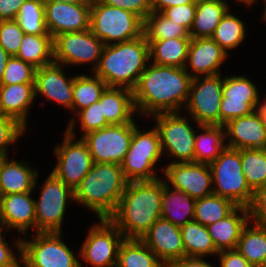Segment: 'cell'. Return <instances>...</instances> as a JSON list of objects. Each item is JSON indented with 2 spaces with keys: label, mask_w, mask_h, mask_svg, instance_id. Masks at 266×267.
<instances>
[{
  "label": "cell",
  "mask_w": 266,
  "mask_h": 267,
  "mask_svg": "<svg viewBox=\"0 0 266 267\" xmlns=\"http://www.w3.org/2000/svg\"><path fill=\"white\" fill-rule=\"evenodd\" d=\"M193 78L184 68L149 62L133 89L139 119L159 113L182 112Z\"/></svg>",
  "instance_id": "1"
},
{
  "label": "cell",
  "mask_w": 266,
  "mask_h": 267,
  "mask_svg": "<svg viewBox=\"0 0 266 267\" xmlns=\"http://www.w3.org/2000/svg\"><path fill=\"white\" fill-rule=\"evenodd\" d=\"M163 178L128 182L115 212L108 218L125 239H141L161 218Z\"/></svg>",
  "instance_id": "2"
},
{
  "label": "cell",
  "mask_w": 266,
  "mask_h": 267,
  "mask_svg": "<svg viewBox=\"0 0 266 267\" xmlns=\"http://www.w3.org/2000/svg\"><path fill=\"white\" fill-rule=\"evenodd\" d=\"M128 181L116 163H94L74 191V203L90 210L96 219L109 218L116 210Z\"/></svg>",
  "instance_id": "3"
},
{
  "label": "cell",
  "mask_w": 266,
  "mask_h": 267,
  "mask_svg": "<svg viewBox=\"0 0 266 267\" xmlns=\"http://www.w3.org/2000/svg\"><path fill=\"white\" fill-rule=\"evenodd\" d=\"M149 62V44L143 34L130 41L104 45L99 64L93 73L108 87L133 90Z\"/></svg>",
  "instance_id": "4"
},
{
  "label": "cell",
  "mask_w": 266,
  "mask_h": 267,
  "mask_svg": "<svg viewBox=\"0 0 266 267\" xmlns=\"http://www.w3.org/2000/svg\"><path fill=\"white\" fill-rule=\"evenodd\" d=\"M136 121L138 119L134 120L130 147L121 164L124 177L128 182L159 179L164 169V166L159 165L163 163L161 160L164 157L158 129L154 125L150 130L145 127L140 129Z\"/></svg>",
  "instance_id": "5"
},
{
  "label": "cell",
  "mask_w": 266,
  "mask_h": 267,
  "mask_svg": "<svg viewBox=\"0 0 266 267\" xmlns=\"http://www.w3.org/2000/svg\"><path fill=\"white\" fill-rule=\"evenodd\" d=\"M150 118L158 129L163 157L169 160L164 164L194 162L196 127L199 124L182 112L159 113Z\"/></svg>",
  "instance_id": "6"
},
{
  "label": "cell",
  "mask_w": 266,
  "mask_h": 267,
  "mask_svg": "<svg viewBox=\"0 0 266 267\" xmlns=\"http://www.w3.org/2000/svg\"><path fill=\"white\" fill-rule=\"evenodd\" d=\"M64 232H36L21 237L23 267H80L79 249L64 242ZM29 238V239H28Z\"/></svg>",
  "instance_id": "7"
},
{
  "label": "cell",
  "mask_w": 266,
  "mask_h": 267,
  "mask_svg": "<svg viewBox=\"0 0 266 267\" xmlns=\"http://www.w3.org/2000/svg\"><path fill=\"white\" fill-rule=\"evenodd\" d=\"M144 21L134 13L92 0L90 30L104 45L130 41L143 35Z\"/></svg>",
  "instance_id": "8"
},
{
  "label": "cell",
  "mask_w": 266,
  "mask_h": 267,
  "mask_svg": "<svg viewBox=\"0 0 266 267\" xmlns=\"http://www.w3.org/2000/svg\"><path fill=\"white\" fill-rule=\"evenodd\" d=\"M209 167L213 194L227 198L237 206L248 207L251 204L253 191L242 171L241 150L226 146Z\"/></svg>",
  "instance_id": "9"
},
{
  "label": "cell",
  "mask_w": 266,
  "mask_h": 267,
  "mask_svg": "<svg viewBox=\"0 0 266 267\" xmlns=\"http://www.w3.org/2000/svg\"><path fill=\"white\" fill-rule=\"evenodd\" d=\"M39 192L38 200L37 198L34 200L35 233L63 232L67 206L74 203V191L50 172Z\"/></svg>",
  "instance_id": "10"
},
{
  "label": "cell",
  "mask_w": 266,
  "mask_h": 267,
  "mask_svg": "<svg viewBox=\"0 0 266 267\" xmlns=\"http://www.w3.org/2000/svg\"><path fill=\"white\" fill-rule=\"evenodd\" d=\"M97 221L80 244V267H116L118 250L125 237L108 218Z\"/></svg>",
  "instance_id": "11"
},
{
  "label": "cell",
  "mask_w": 266,
  "mask_h": 267,
  "mask_svg": "<svg viewBox=\"0 0 266 267\" xmlns=\"http://www.w3.org/2000/svg\"><path fill=\"white\" fill-rule=\"evenodd\" d=\"M103 47L104 43L90 29L64 33L53 38V60L68 68L90 64L89 71L94 72Z\"/></svg>",
  "instance_id": "12"
},
{
  "label": "cell",
  "mask_w": 266,
  "mask_h": 267,
  "mask_svg": "<svg viewBox=\"0 0 266 267\" xmlns=\"http://www.w3.org/2000/svg\"><path fill=\"white\" fill-rule=\"evenodd\" d=\"M62 142L53 148L57 158L52 173L72 191L79 186L94 164L93 158L82 138L77 139L64 130ZM76 139V140H75Z\"/></svg>",
  "instance_id": "13"
},
{
  "label": "cell",
  "mask_w": 266,
  "mask_h": 267,
  "mask_svg": "<svg viewBox=\"0 0 266 267\" xmlns=\"http://www.w3.org/2000/svg\"><path fill=\"white\" fill-rule=\"evenodd\" d=\"M223 91V74L200 76L192 80L183 113L199 125L220 126V103Z\"/></svg>",
  "instance_id": "14"
},
{
  "label": "cell",
  "mask_w": 266,
  "mask_h": 267,
  "mask_svg": "<svg viewBox=\"0 0 266 267\" xmlns=\"http://www.w3.org/2000/svg\"><path fill=\"white\" fill-rule=\"evenodd\" d=\"M133 131L134 121L126 124H110L81 138L86 143L94 163L121 165L130 147Z\"/></svg>",
  "instance_id": "15"
},
{
  "label": "cell",
  "mask_w": 266,
  "mask_h": 267,
  "mask_svg": "<svg viewBox=\"0 0 266 267\" xmlns=\"http://www.w3.org/2000/svg\"><path fill=\"white\" fill-rule=\"evenodd\" d=\"M248 76L223 75V91L220 103V126L228 121L254 112L260 105L262 95Z\"/></svg>",
  "instance_id": "16"
},
{
  "label": "cell",
  "mask_w": 266,
  "mask_h": 267,
  "mask_svg": "<svg viewBox=\"0 0 266 267\" xmlns=\"http://www.w3.org/2000/svg\"><path fill=\"white\" fill-rule=\"evenodd\" d=\"M162 178L171 188L181 190L194 199L213 194L209 164L198 162L164 164Z\"/></svg>",
  "instance_id": "17"
},
{
  "label": "cell",
  "mask_w": 266,
  "mask_h": 267,
  "mask_svg": "<svg viewBox=\"0 0 266 267\" xmlns=\"http://www.w3.org/2000/svg\"><path fill=\"white\" fill-rule=\"evenodd\" d=\"M67 68L53 62L36 69L35 72V99L43 98L44 101L56 103L63 109L70 111L73 104V85L75 75H67Z\"/></svg>",
  "instance_id": "18"
},
{
  "label": "cell",
  "mask_w": 266,
  "mask_h": 267,
  "mask_svg": "<svg viewBox=\"0 0 266 267\" xmlns=\"http://www.w3.org/2000/svg\"><path fill=\"white\" fill-rule=\"evenodd\" d=\"M44 7L46 28L52 38L64 33L90 29L91 3L44 1Z\"/></svg>",
  "instance_id": "19"
},
{
  "label": "cell",
  "mask_w": 266,
  "mask_h": 267,
  "mask_svg": "<svg viewBox=\"0 0 266 267\" xmlns=\"http://www.w3.org/2000/svg\"><path fill=\"white\" fill-rule=\"evenodd\" d=\"M33 192L36 191L3 195L0 203V228L9 233L15 230V234H19L20 237L35 233Z\"/></svg>",
  "instance_id": "20"
},
{
  "label": "cell",
  "mask_w": 266,
  "mask_h": 267,
  "mask_svg": "<svg viewBox=\"0 0 266 267\" xmlns=\"http://www.w3.org/2000/svg\"><path fill=\"white\" fill-rule=\"evenodd\" d=\"M141 240L166 267L185 257L181 228L163 218L157 219Z\"/></svg>",
  "instance_id": "21"
},
{
  "label": "cell",
  "mask_w": 266,
  "mask_h": 267,
  "mask_svg": "<svg viewBox=\"0 0 266 267\" xmlns=\"http://www.w3.org/2000/svg\"><path fill=\"white\" fill-rule=\"evenodd\" d=\"M229 58L212 38H191L184 69L192 78L217 75Z\"/></svg>",
  "instance_id": "22"
},
{
  "label": "cell",
  "mask_w": 266,
  "mask_h": 267,
  "mask_svg": "<svg viewBox=\"0 0 266 267\" xmlns=\"http://www.w3.org/2000/svg\"><path fill=\"white\" fill-rule=\"evenodd\" d=\"M224 126L225 143L235 149H266V128L257 110L228 121Z\"/></svg>",
  "instance_id": "23"
},
{
  "label": "cell",
  "mask_w": 266,
  "mask_h": 267,
  "mask_svg": "<svg viewBox=\"0 0 266 267\" xmlns=\"http://www.w3.org/2000/svg\"><path fill=\"white\" fill-rule=\"evenodd\" d=\"M12 158V159H11ZM0 159V187L3 195L37 191L40 171L29 160L14 157ZM14 158V159H13Z\"/></svg>",
  "instance_id": "24"
},
{
  "label": "cell",
  "mask_w": 266,
  "mask_h": 267,
  "mask_svg": "<svg viewBox=\"0 0 266 267\" xmlns=\"http://www.w3.org/2000/svg\"><path fill=\"white\" fill-rule=\"evenodd\" d=\"M35 101L34 83L0 85V115L15 118L27 130Z\"/></svg>",
  "instance_id": "25"
},
{
  "label": "cell",
  "mask_w": 266,
  "mask_h": 267,
  "mask_svg": "<svg viewBox=\"0 0 266 267\" xmlns=\"http://www.w3.org/2000/svg\"><path fill=\"white\" fill-rule=\"evenodd\" d=\"M248 207L237 206L229 215L207 226L216 249H236L242 229L249 221Z\"/></svg>",
  "instance_id": "26"
},
{
  "label": "cell",
  "mask_w": 266,
  "mask_h": 267,
  "mask_svg": "<svg viewBox=\"0 0 266 267\" xmlns=\"http://www.w3.org/2000/svg\"><path fill=\"white\" fill-rule=\"evenodd\" d=\"M102 117H105L109 124L132 123L138 117L133 101V90L107 87L102 93Z\"/></svg>",
  "instance_id": "27"
},
{
  "label": "cell",
  "mask_w": 266,
  "mask_h": 267,
  "mask_svg": "<svg viewBox=\"0 0 266 267\" xmlns=\"http://www.w3.org/2000/svg\"><path fill=\"white\" fill-rule=\"evenodd\" d=\"M230 0H197L196 12L189 31L191 38H211L223 16L231 8Z\"/></svg>",
  "instance_id": "28"
},
{
  "label": "cell",
  "mask_w": 266,
  "mask_h": 267,
  "mask_svg": "<svg viewBox=\"0 0 266 267\" xmlns=\"http://www.w3.org/2000/svg\"><path fill=\"white\" fill-rule=\"evenodd\" d=\"M196 199L181 190L171 188L163 179L161 218L179 227L194 218Z\"/></svg>",
  "instance_id": "29"
},
{
  "label": "cell",
  "mask_w": 266,
  "mask_h": 267,
  "mask_svg": "<svg viewBox=\"0 0 266 267\" xmlns=\"http://www.w3.org/2000/svg\"><path fill=\"white\" fill-rule=\"evenodd\" d=\"M238 252L253 266L266 263V224L248 221L238 241Z\"/></svg>",
  "instance_id": "30"
},
{
  "label": "cell",
  "mask_w": 266,
  "mask_h": 267,
  "mask_svg": "<svg viewBox=\"0 0 266 267\" xmlns=\"http://www.w3.org/2000/svg\"><path fill=\"white\" fill-rule=\"evenodd\" d=\"M225 147L224 126L199 125L195 135L194 162L211 164Z\"/></svg>",
  "instance_id": "31"
},
{
  "label": "cell",
  "mask_w": 266,
  "mask_h": 267,
  "mask_svg": "<svg viewBox=\"0 0 266 267\" xmlns=\"http://www.w3.org/2000/svg\"><path fill=\"white\" fill-rule=\"evenodd\" d=\"M191 38L147 41L150 62L161 66L184 68Z\"/></svg>",
  "instance_id": "32"
},
{
  "label": "cell",
  "mask_w": 266,
  "mask_h": 267,
  "mask_svg": "<svg viewBox=\"0 0 266 267\" xmlns=\"http://www.w3.org/2000/svg\"><path fill=\"white\" fill-rule=\"evenodd\" d=\"M233 7H231L227 13L223 16L220 23L217 25L211 38L228 54L230 51L237 50L242 46L247 39V24L242 16H237L233 13ZM241 17V18H240Z\"/></svg>",
  "instance_id": "33"
},
{
  "label": "cell",
  "mask_w": 266,
  "mask_h": 267,
  "mask_svg": "<svg viewBox=\"0 0 266 267\" xmlns=\"http://www.w3.org/2000/svg\"><path fill=\"white\" fill-rule=\"evenodd\" d=\"M180 228L185 256L205 258L217 256L219 251L216 249L206 226L192 220Z\"/></svg>",
  "instance_id": "34"
},
{
  "label": "cell",
  "mask_w": 266,
  "mask_h": 267,
  "mask_svg": "<svg viewBox=\"0 0 266 267\" xmlns=\"http://www.w3.org/2000/svg\"><path fill=\"white\" fill-rule=\"evenodd\" d=\"M17 58L35 68L50 65L53 60V38L50 34H24Z\"/></svg>",
  "instance_id": "35"
},
{
  "label": "cell",
  "mask_w": 266,
  "mask_h": 267,
  "mask_svg": "<svg viewBox=\"0 0 266 267\" xmlns=\"http://www.w3.org/2000/svg\"><path fill=\"white\" fill-rule=\"evenodd\" d=\"M107 84L93 72L75 75L73 85V104L71 118L81 109L99 101Z\"/></svg>",
  "instance_id": "36"
},
{
  "label": "cell",
  "mask_w": 266,
  "mask_h": 267,
  "mask_svg": "<svg viewBox=\"0 0 266 267\" xmlns=\"http://www.w3.org/2000/svg\"><path fill=\"white\" fill-rule=\"evenodd\" d=\"M116 267H166L141 239H124Z\"/></svg>",
  "instance_id": "37"
},
{
  "label": "cell",
  "mask_w": 266,
  "mask_h": 267,
  "mask_svg": "<svg viewBox=\"0 0 266 267\" xmlns=\"http://www.w3.org/2000/svg\"><path fill=\"white\" fill-rule=\"evenodd\" d=\"M236 207L231 200L212 194L196 199L193 220L207 227L229 215Z\"/></svg>",
  "instance_id": "38"
},
{
  "label": "cell",
  "mask_w": 266,
  "mask_h": 267,
  "mask_svg": "<svg viewBox=\"0 0 266 267\" xmlns=\"http://www.w3.org/2000/svg\"><path fill=\"white\" fill-rule=\"evenodd\" d=\"M143 34L147 41L191 38L182 25L172 22L161 12H152L145 18Z\"/></svg>",
  "instance_id": "39"
},
{
  "label": "cell",
  "mask_w": 266,
  "mask_h": 267,
  "mask_svg": "<svg viewBox=\"0 0 266 267\" xmlns=\"http://www.w3.org/2000/svg\"><path fill=\"white\" fill-rule=\"evenodd\" d=\"M78 122V123H77ZM79 124V138L83 135L100 130L110 125L105 117H102V95L99 101L94 102L92 105L85 107L78 111L72 118L69 119L68 124H66V131L74 136L78 137L75 131L77 125Z\"/></svg>",
  "instance_id": "40"
},
{
  "label": "cell",
  "mask_w": 266,
  "mask_h": 267,
  "mask_svg": "<svg viewBox=\"0 0 266 267\" xmlns=\"http://www.w3.org/2000/svg\"><path fill=\"white\" fill-rule=\"evenodd\" d=\"M241 164L253 192L266 184V149H241Z\"/></svg>",
  "instance_id": "41"
},
{
  "label": "cell",
  "mask_w": 266,
  "mask_h": 267,
  "mask_svg": "<svg viewBox=\"0 0 266 267\" xmlns=\"http://www.w3.org/2000/svg\"><path fill=\"white\" fill-rule=\"evenodd\" d=\"M16 21L24 34H49L45 24L44 0H26Z\"/></svg>",
  "instance_id": "42"
},
{
  "label": "cell",
  "mask_w": 266,
  "mask_h": 267,
  "mask_svg": "<svg viewBox=\"0 0 266 267\" xmlns=\"http://www.w3.org/2000/svg\"><path fill=\"white\" fill-rule=\"evenodd\" d=\"M28 130L15 118L0 115V159L9 157L11 146L19 143Z\"/></svg>",
  "instance_id": "43"
},
{
  "label": "cell",
  "mask_w": 266,
  "mask_h": 267,
  "mask_svg": "<svg viewBox=\"0 0 266 267\" xmlns=\"http://www.w3.org/2000/svg\"><path fill=\"white\" fill-rule=\"evenodd\" d=\"M36 69L30 63L24 62L16 56H11L7 61L0 85L35 83Z\"/></svg>",
  "instance_id": "44"
},
{
  "label": "cell",
  "mask_w": 266,
  "mask_h": 267,
  "mask_svg": "<svg viewBox=\"0 0 266 267\" xmlns=\"http://www.w3.org/2000/svg\"><path fill=\"white\" fill-rule=\"evenodd\" d=\"M24 32L16 20L0 21V46L10 55L19 52Z\"/></svg>",
  "instance_id": "45"
},
{
  "label": "cell",
  "mask_w": 266,
  "mask_h": 267,
  "mask_svg": "<svg viewBox=\"0 0 266 267\" xmlns=\"http://www.w3.org/2000/svg\"><path fill=\"white\" fill-rule=\"evenodd\" d=\"M7 234L10 233L0 228V267H16L21 262V237L11 238L9 245Z\"/></svg>",
  "instance_id": "46"
},
{
  "label": "cell",
  "mask_w": 266,
  "mask_h": 267,
  "mask_svg": "<svg viewBox=\"0 0 266 267\" xmlns=\"http://www.w3.org/2000/svg\"><path fill=\"white\" fill-rule=\"evenodd\" d=\"M196 12V1L189 4L171 6L161 13L172 22L182 25L188 32L190 31Z\"/></svg>",
  "instance_id": "47"
},
{
  "label": "cell",
  "mask_w": 266,
  "mask_h": 267,
  "mask_svg": "<svg viewBox=\"0 0 266 267\" xmlns=\"http://www.w3.org/2000/svg\"><path fill=\"white\" fill-rule=\"evenodd\" d=\"M102 3L131 11L135 15L139 16L143 21L152 13L151 0H100Z\"/></svg>",
  "instance_id": "48"
},
{
  "label": "cell",
  "mask_w": 266,
  "mask_h": 267,
  "mask_svg": "<svg viewBox=\"0 0 266 267\" xmlns=\"http://www.w3.org/2000/svg\"><path fill=\"white\" fill-rule=\"evenodd\" d=\"M248 211L250 221L266 224V184L253 192V199L248 206Z\"/></svg>",
  "instance_id": "49"
},
{
  "label": "cell",
  "mask_w": 266,
  "mask_h": 267,
  "mask_svg": "<svg viewBox=\"0 0 266 267\" xmlns=\"http://www.w3.org/2000/svg\"><path fill=\"white\" fill-rule=\"evenodd\" d=\"M216 259L219 267H253L237 249L220 251Z\"/></svg>",
  "instance_id": "50"
},
{
  "label": "cell",
  "mask_w": 266,
  "mask_h": 267,
  "mask_svg": "<svg viewBox=\"0 0 266 267\" xmlns=\"http://www.w3.org/2000/svg\"><path fill=\"white\" fill-rule=\"evenodd\" d=\"M26 0H0V21L16 20L22 4Z\"/></svg>",
  "instance_id": "51"
},
{
  "label": "cell",
  "mask_w": 266,
  "mask_h": 267,
  "mask_svg": "<svg viewBox=\"0 0 266 267\" xmlns=\"http://www.w3.org/2000/svg\"><path fill=\"white\" fill-rule=\"evenodd\" d=\"M205 257H188L185 256L173 262L169 267H219V265L213 264L211 261L207 260ZM211 262V263H210Z\"/></svg>",
  "instance_id": "52"
},
{
  "label": "cell",
  "mask_w": 266,
  "mask_h": 267,
  "mask_svg": "<svg viewBox=\"0 0 266 267\" xmlns=\"http://www.w3.org/2000/svg\"><path fill=\"white\" fill-rule=\"evenodd\" d=\"M197 0H151L152 12H162L171 6L184 5Z\"/></svg>",
  "instance_id": "53"
},
{
  "label": "cell",
  "mask_w": 266,
  "mask_h": 267,
  "mask_svg": "<svg viewBox=\"0 0 266 267\" xmlns=\"http://www.w3.org/2000/svg\"><path fill=\"white\" fill-rule=\"evenodd\" d=\"M11 56L0 46V84L3 78L7 61Z\"/></svg>",
  "instance_id": "54"
},
{
  "label": "cell",
  "mask_w": 266,
  "mask_h": 267,
  "mask_svg": "<svg viewBox=\"0 0 266 267\" xmlns=\"http://www.w3.org/2000/svg\"><path fill=\"white\" fill-rule=\"evenodd\" d=\"M264 98L261 99L260 105L257 107V111L260 114L262 121H263V125L266 128V94L265 96H262Z\"/></svg>",
  "instance_id": "55"
},
{
  "label": "cell",
  "mask_w": 266,
  "mask_h": 267,
  "mask_svg": "<svg viewBox=\"0 0 266 267\" xmlns=\"http://www.w3.org/2000/svg\"><path fill=\"white\" fill-rule=\"evenodd\" d=\"M231 3H235L234 5H237L239 4V6L241 7V5L243 4V6L245 5V8L246 6L249 8L250 7V10L251 8H253L255 5H253V0H231Z\"/></svg>",
  "instance_id": "56"
},
{
  "label": "cell",
  "mask_w": 266,
  "mask_h": 267,
  "mask_svg": "<svg viewBox=\"0 0 266 267\" xmlns=\"http://www.w3.org/2000/svg\"><path fill=\"white\" fill-rule=\"evenodd\" d=\"M44 1H60L69 4L92 3V0H44Z\"/></svg>",
  "instance_id": "57"
},
{
  "label": "cell",
  "mask_w": 266,
  "mask_h": 267,
  "mask_svg": "<svg viewBox=\"0 0 266 267\" xmlns=\"http://www.w3.org/2000/svg\"><path fill=\"white\" fill-rule=\"evenodd\" d=\"M260 3H263V1H259ZM263 13H262V15H259V16H261V20H263V22H265L266 23V0H264V5H263Z\"/></svg>",
  "instance_id": "58"
},
{
  "label": "cell",
  "mask_w": 266,
  "mask_h": 267,
  "mask_svg": "<svg viewBox=\"0 0 266 267\" xmlns=\"http://www.w3.org/2000/svg\"><path fill=\"white\" fill-rule=\"evenodd\" d=\"M2 198H3V194H2V191H1V187H0V203H1Z\"/></svg>",
  "instance_id": "59"
},
{
  "label": "cell",
  "mask_w": 266,
  "mask_h": 267,
  "mask_svg": "<svg viewBox=\"0 0 266 267\" xmlns=\"http://www.w3.org/2000/svg\"><path fill=\"white\" fill-rule=\"evenodd\" d=\"M258 2V0H253V5H256Z\"/></svg>",
  "instance_id": "60"
},
{
  "label": "cell",
  "mask_w": 266,
  "mask_h": 267,
  "mask_svg": "<svg viewBox=\"0 0 266 267\" xmlns=\"http://www.w3.org/2000/svg\"><path fill=\"white\" fill-rule=\"evenodd\" d=\"M16 267H23L22 262H20Z\"/></svg>",
  "instance_id": "61"
}]
</instances>
